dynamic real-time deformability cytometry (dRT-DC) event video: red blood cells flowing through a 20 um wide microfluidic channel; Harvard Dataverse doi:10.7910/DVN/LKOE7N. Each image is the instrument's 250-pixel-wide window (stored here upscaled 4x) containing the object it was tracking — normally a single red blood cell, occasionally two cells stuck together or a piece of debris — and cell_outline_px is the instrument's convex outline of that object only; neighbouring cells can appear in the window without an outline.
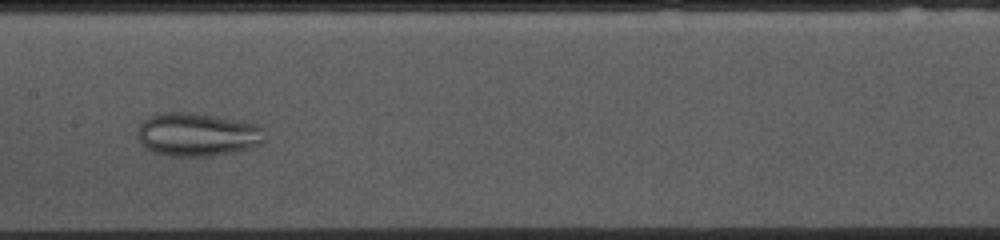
{"species": "common noctule bat (a hibernating species)", "species_latin": "Nyctalus noctula", "temperature_condition": "cold", "stored_images_in_passage": 46, "camera_frame_rate_fps": 3000, "um_per_image_px": 0.085, "animal": {"sex": "female", "body_mass_g": 10.0, "forearm_length_mm": 53.1}, "frame": {"image": 1, "passage_image": 18, "time_ms": 5.667, "image_size_px": [1000, 240], "cell_outline_px": [[264, 144], [252, 148], [236, 152], [208, 156], [168, 156], [152, 152], [144, 148], [140, 144], [136, 132], [140, 124], [148, 116], [164, 112], [192, 112], [240, 120], [260, 124], [264, 128]], "centroid_in_image_um": [16.79, 11.44], "position_along_channel_um": 190.6, "area_um2": 32.95}}
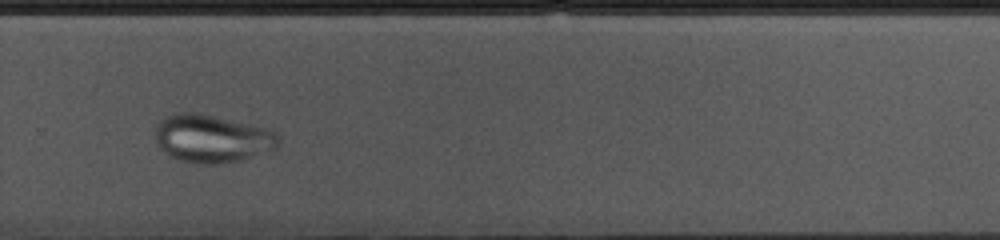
{"frame": {"image": 2, "passage_image": 28, "time_ms": 9.0, "image_size_px": [1000, 240], "cell_outline_px": [[280, 140], [276, 148], [240, 160], [216, 164], [204, 164], [180, 160], [164, 152], [160, 148], [156, 140], [156, 128], [160, 120], [176, 112], [196, 112], [268, 128], [276, 132], [280, 136]], "centroid_in_image_um": [18.04, 11.77], "position_along_channel_um": 311.8, "area_um2": 34.16}}
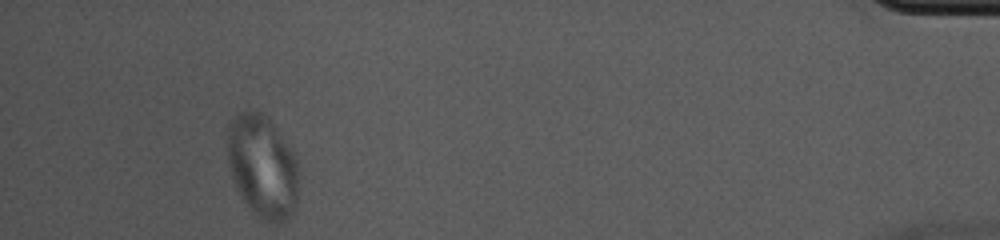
{"frame": {"image": 3, "passage_image": 42, "time_ms": 13.667, "image_size_px": [1000, 240], "cell_outline_px": [[296, 204], [292, 216], [284, 224], [268, 224], [256, 216], [252, 212], [236, 188], [228, 164], [228, 124], [240, 112], [248, 108], [256, 108], [268, 116], [292, 152], [296, 160]], "centroid_in_image_um": [22.29, 14.16], "position_along_channel_um": 412.9, "area_um2": 42.95}}